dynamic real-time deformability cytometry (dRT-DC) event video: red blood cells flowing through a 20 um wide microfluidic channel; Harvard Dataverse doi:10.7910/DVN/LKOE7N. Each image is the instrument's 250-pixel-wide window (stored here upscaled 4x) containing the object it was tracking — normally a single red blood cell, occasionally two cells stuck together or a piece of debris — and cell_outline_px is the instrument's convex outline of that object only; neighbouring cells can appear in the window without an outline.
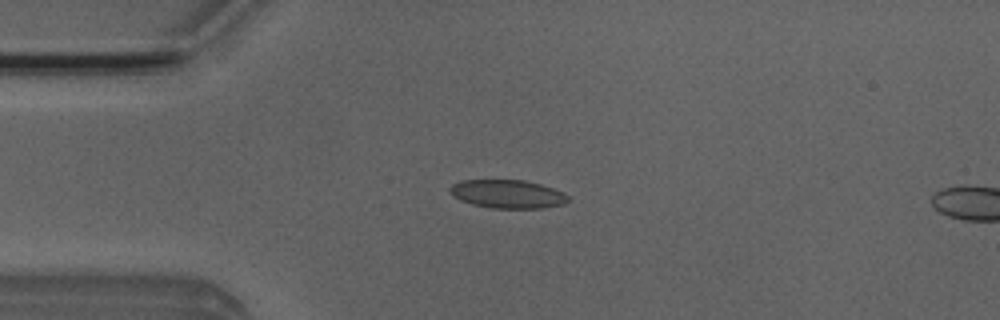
{"species": "Egyptian fruit bat (a non-hibernating species)", "species_latin": "Rousettus aegyptiacus", "temperature_condition": "room temperature", "stored_images_in_passage": 5, "camera_frame_rate_fps": 3000, "um_per_image_px": 0.085, "animal": {"sex": "male"}, "frame": {"image": 1, "passage_image": 2, "time_ms": 2.333, "image_size_px": [1000, 320], "cell_outline_px": [[568, 200], [564, 204], [544, 208], [492, 208], [472, 204], [460, 200], [452, 196], [448, 188], [452, 184], [460, 180], [524, 180], [540, 184], [564, 192], [568, 196]], "centroid_in_image_um": [43.12, 16.49], "position_along_channel_um": 41.9, "area_um2": 19.65}}